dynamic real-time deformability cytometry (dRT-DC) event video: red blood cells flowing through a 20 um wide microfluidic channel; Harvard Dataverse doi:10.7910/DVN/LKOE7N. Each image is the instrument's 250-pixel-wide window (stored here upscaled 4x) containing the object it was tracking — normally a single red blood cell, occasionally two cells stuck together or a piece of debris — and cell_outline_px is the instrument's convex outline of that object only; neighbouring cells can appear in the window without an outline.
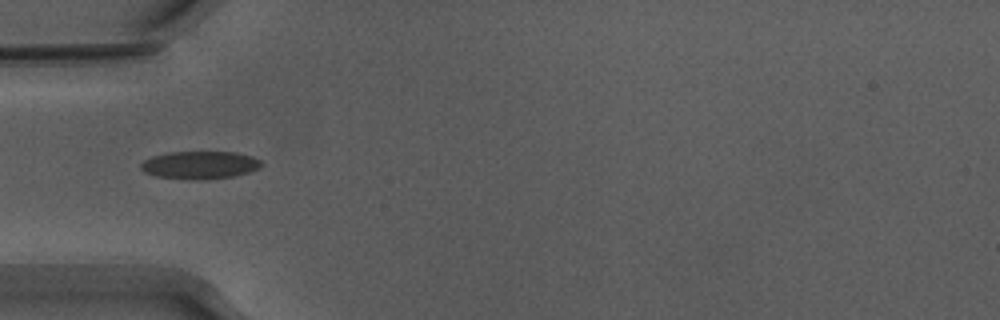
{"species": "Egyptian fruit bat (a non-hibernating species)", "species_latin": "Rousettus aegyptiacus", "temperature_condition": "warm", "stored_images_in_passage": 10, "camera_frame_rate_fps": 3000, "um_per_image_px": 0.085, "animal": {"sex": "male"}, "frame": {"image": 1, "passage_image": 4, "time_ms": 1.0, "image_size_px": [1000, 320], "cell_outline_px": [[264, 164], [260, 168], [248, 172], [232, 176], [204, 180], [192, 180], [156, 176], [144, 172], [140, 168], [140, 164], [144, 160], [152, 156], [172, 152], [236, 152], [252, 156], [260, 160]], "centroid_in_image_um": [16.99, 14.03], "position_along_channel_um": 68.0, "area_um2": 19.59}}